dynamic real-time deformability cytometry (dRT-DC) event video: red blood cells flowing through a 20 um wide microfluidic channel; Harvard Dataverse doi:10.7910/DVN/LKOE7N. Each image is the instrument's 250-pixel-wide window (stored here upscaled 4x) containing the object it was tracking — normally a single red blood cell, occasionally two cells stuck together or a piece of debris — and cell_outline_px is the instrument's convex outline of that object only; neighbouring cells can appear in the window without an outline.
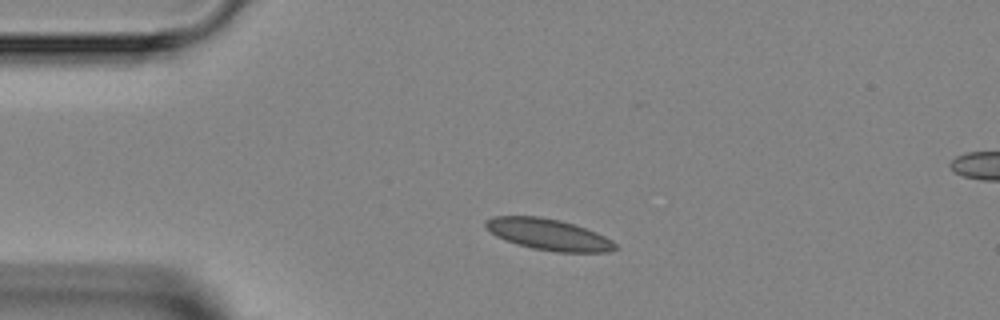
{"species": "Egyptian fruit bat (a non-hibernating species)", "species_latin": "Rousettus aegyptiacus", "temperature_condition": "room temperature", "stored_images_in_passage": 4, "segment_of_instrument_passage": [2, 2], "camera_frame_rate_fps": 3000, "um_per_image_px": 0.085, "animal": {"sex": "female"}, "frame": {"image": 1, "passage_image": 4, "time_ms": 7.0, "image_size_px": [1000, 320], "cell_outline_px": [[620, 248], [608, 252], [556, 252], [532, 248], [516, 244], [504, 240], [496, 236], [484, 228], [484, 220], [492, 216], [540, 216], [560, 220], [596, 232], [612, 240]], "centroid_in_image_um": [46.58, 19.93], "position_along_channel_um": 38.4, "area_um2": 23.81}}